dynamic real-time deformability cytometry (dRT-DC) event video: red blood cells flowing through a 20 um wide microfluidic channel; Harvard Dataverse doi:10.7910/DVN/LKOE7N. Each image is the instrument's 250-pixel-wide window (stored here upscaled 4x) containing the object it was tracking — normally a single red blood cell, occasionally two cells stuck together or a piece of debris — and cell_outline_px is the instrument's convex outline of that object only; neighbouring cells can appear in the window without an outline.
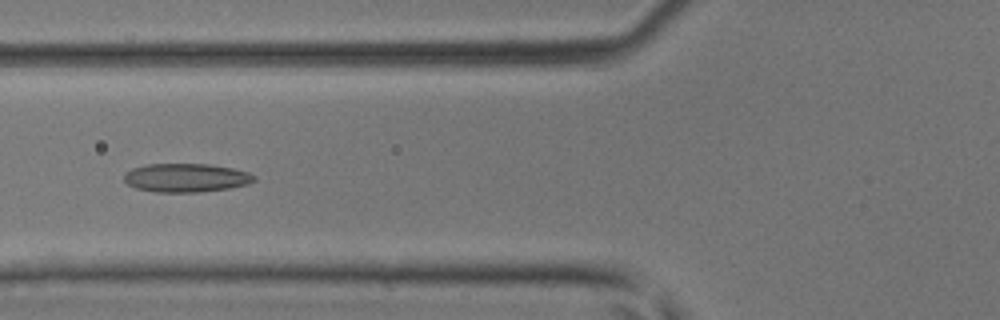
{"species": "common noctule bat (a hibernating species)", "species_latin": "Nyctalus noctula", "temperature_condition": "room temperature", "stored_images_in_passage": 46, "camera_frame_rate_fps": 3000, "um_per_image_px": 0.085, "animal": {"sex": "male", "body_mass_g": 17.9, "forearm_length_mm": 54.2}, "frame": {"image": 1, "passage_image": 18, "time_ms": 5.667, "image_size_px": [1000, 320], "cell_outline_px": [[256, 180], [248, 184], [228, 188], [196, 192], [156, 192], [136, 188], [128, 184], [124, 180], [124, 172], [132, 168], [148, 164], [208, 164], [232, 168], [248, 172], [256, 176]], "centroid_in_image_um": [15.81, 15.1], "position_along_channel_um": 110.0, "area_um2": 21.68}}
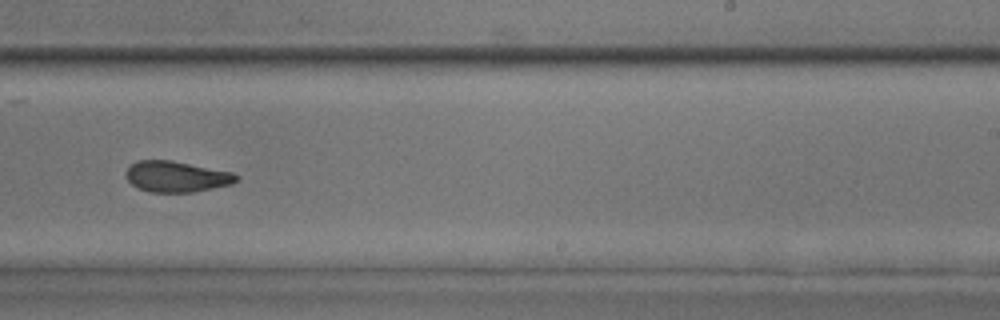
{"frame": {"image": 2, "passage_image": 29, "time_ms": 9.333, "image_size_px": [1000, 320], "cell_outline_px": [[240, 180], [232, 184], [192, 192], [148, 192], [132, 184], [124, 176], [124, 172], [136, 160], [172, 160], [232, 172], [240, 176]], "centroid_in_image_um": [15.01, 15.0], "position_along_channel_um": 274.0, "area_um2": 20.0}}
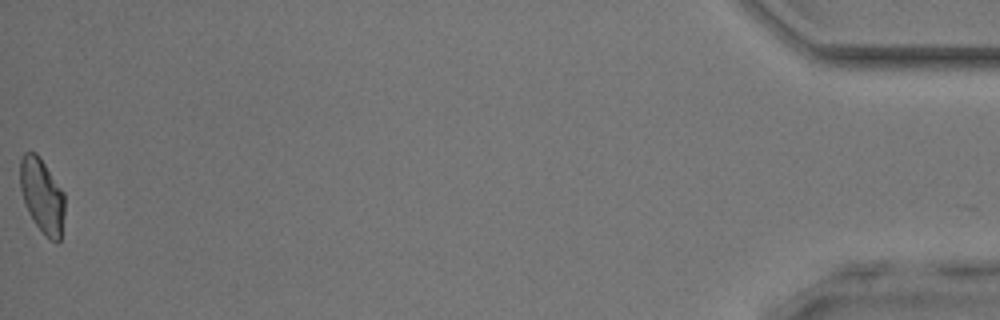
{"frame": {"image": 3, "passage_image": 46, "time_ms": 15.0, "image_size_px": [1000, 320], "cell_outline_px": [[64, 212], [60, 240], [56, 244], [44, 236], [28, 212], [24, 204], [20, 188], [20, 160], [24, 152], [36, 152], [40, 156], [64, 192]], "centroid_in_image_um": [3.57, 16.64], "position_along_channel_um": 431.6, "area_um2": 19.59}}